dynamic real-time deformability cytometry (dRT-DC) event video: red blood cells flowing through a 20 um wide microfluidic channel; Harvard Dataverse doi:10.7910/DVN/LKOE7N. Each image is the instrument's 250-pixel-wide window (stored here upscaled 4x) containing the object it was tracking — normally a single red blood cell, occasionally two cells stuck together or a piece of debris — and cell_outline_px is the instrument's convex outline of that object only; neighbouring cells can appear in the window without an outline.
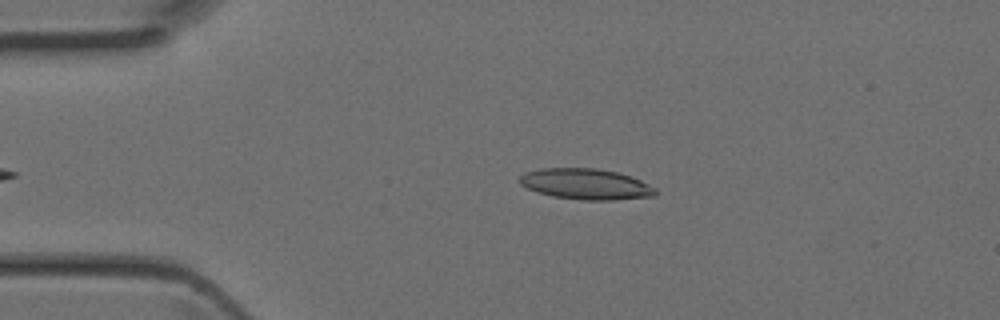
{"species": "Egyptian fruit bat (a non-hibernating species)", "species_latin": "Rousettus aegyptiacus", "temperature_condition": "room temperature", "stored_images_in_passage": 32, "camera_frame_rate_fps": 3000, "um_per_image_px": 0.085, "animal": {"sex": "female"}, "frame": {"image": 1, "passage_image": 2, "time_ms": 0.333, "image_size_px": [1000, 320], "cell_outline_px": [[660, 192], [656, 196], [616, 200], [580, 200], [552, 196], [536, 192], [520, 184], [520, 176], [524, 172], [540, 168], [596, 168], [616, 172], [632, 176], [656, 188]], "centroid_in_image_um": [49.83, 15.65], "position_along_channel_um": 35.2, "area_um2": 24.68}}
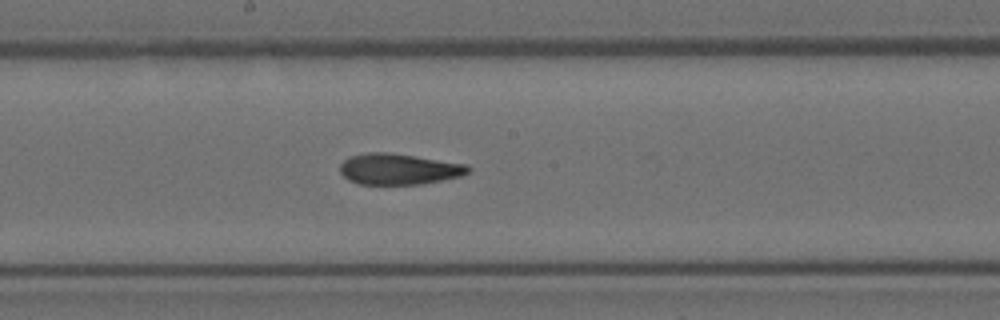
{"frame": {"image": 2, "passage_image": 16, "time_ms": 5.0, "image_size_px": [1000, 320], "cell_outline_px": [[472, 168], [468, 172], [460, 176], [420, 184], [356, 184], [348, 180], [340, 172], [340, 164], [348, 156], [368, 152], [388, 152], [468, 164]], "centroid_in_image_um": [33.86, 14.36], "position_along_channel_um": 214.3, "area_um2": 23.18}}
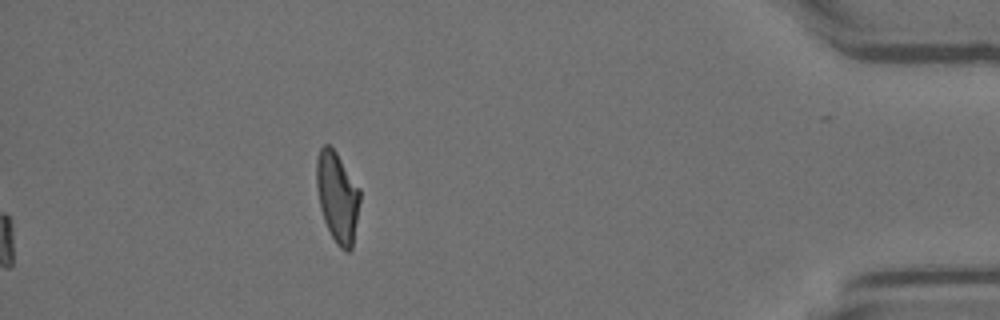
{"frame": {"image": 3, "passage_image": 32, "time_ms": 10.333, "image_size_px": [1000, 320], "cell_outline_px": [[360, 200], [352, 248], [348, 252], [344, 252], [336, 244], [324, 220], [320, 208], [316, 184], [316, 156], [320, 148], [324, 144], [328, 144], [336, 152], [360, 188]], "centroid_in_image_um": [28.67, 16.73], "position_along_channel_um": 406.5, "area_um2": 22.95}}